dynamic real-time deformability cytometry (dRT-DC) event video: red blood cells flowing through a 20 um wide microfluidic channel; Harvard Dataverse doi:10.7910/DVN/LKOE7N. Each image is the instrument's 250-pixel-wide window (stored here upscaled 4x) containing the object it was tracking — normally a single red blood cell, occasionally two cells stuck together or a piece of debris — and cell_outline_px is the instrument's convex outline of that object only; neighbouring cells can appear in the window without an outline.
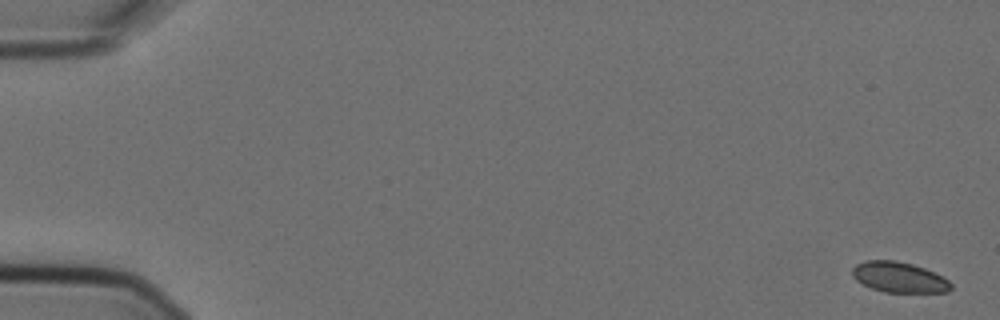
{"species": "Egyptian fruit bat (a non-hibernating species)", "species_latin": "Rousettus aegyptiacus", "temperature_condition": "cold", "stored_images_in_passage": 7, "camera_frame_rate_fps": 3000, "um_per_image_px": 0.085, "animal": {"sex": "female"}, "frame": {"image": 1, "passage_image": 1, "time_ms": 0.0, "image_size_px": [1000, 320], "cell_outline_px": [[952, 288], [948, 292], [884, 292], [872, 288], [856, 280], [852, 276], [852, 268], [856, 264], [864, 260], [896, 260], [912, 264], [924, 268], [948, 280], [952, 284]], "centroid_in_image_um": [76.4, 23.56], "position_along_channel_um": 8.6, "area_um2": 17.46}}
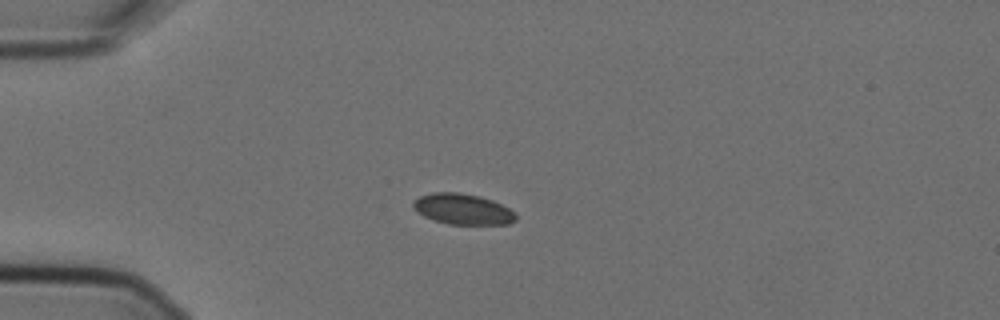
{"frame": {"image": 2, "passage_image": 5, "time_ms": 1.333, "image_size_px": [1000, 320], "cell_outline_px": [[516, 220], [508, 224], [448, 224], [432, 220], [424, 216], [412, 208], [412, 200], [420, 196], [432, 192], [456, 192], [480, 196], [492, 200], [516, 212]], "centroid_in_image_um": [39.3, 17.77], "position_along_channel_um": 45.7, "area_um2": 18.5}}
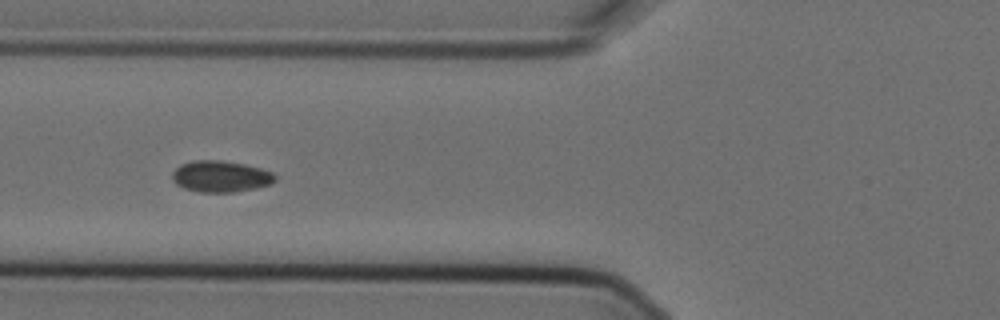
{"frame": {"image": 3, "passage_image": 7, "time_ms": 2.0, "image_size_px": [1000, 320], "cell_outline_px": [[276, 180], [272, 184], [256, 188], [232, 192], [200, 192], [184, 188], [176, 184], [172, 180], [172, 172], [180, 164], [192, 160], [220, 160], [244, 164], [260, 168], [272, 172], [276, 176]], "centroid_in_image_um": [18.75, 14.99], "position_along_channel_um": 107.1, "area_um2": 18.9}}